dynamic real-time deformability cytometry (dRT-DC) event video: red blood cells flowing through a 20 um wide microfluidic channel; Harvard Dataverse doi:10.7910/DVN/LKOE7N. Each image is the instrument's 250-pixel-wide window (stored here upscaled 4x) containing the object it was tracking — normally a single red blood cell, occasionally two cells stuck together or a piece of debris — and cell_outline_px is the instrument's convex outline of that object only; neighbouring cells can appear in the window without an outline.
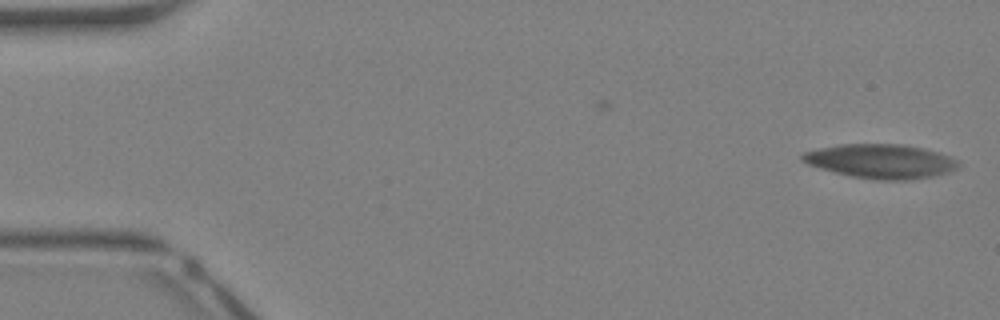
{"species": "Egyptian fruit bat (a non-hibernating species)", "species_latin": "Rousettus aegyptiacus", "temperature_condition": "warm", "stored_images_in_passage": 7, "camera_frame_rate_fps": 3000, "um_per_image_px": 0.085, "animal": {"sex": "female"}, "frame": {"image": 1, "passage_image": 7, "time_ms": 2.0, "image_size_px": [1000, 320], "cell_outline_px": [[960, 168], [948, 172], [932, 176], [912, 180], [876, 180], [852, 176], [820, 168], [808, 164], [800, 160], [800, 156], [804, 152], [820, 148], [840, 144], [900, 144], [924, 148], [940, 152], [956, 160], [960, 164]], "centroid_in_image_um": [74.89, 13.7], "position_along_channel_um": 10.1, "area_um2": 31.1}}